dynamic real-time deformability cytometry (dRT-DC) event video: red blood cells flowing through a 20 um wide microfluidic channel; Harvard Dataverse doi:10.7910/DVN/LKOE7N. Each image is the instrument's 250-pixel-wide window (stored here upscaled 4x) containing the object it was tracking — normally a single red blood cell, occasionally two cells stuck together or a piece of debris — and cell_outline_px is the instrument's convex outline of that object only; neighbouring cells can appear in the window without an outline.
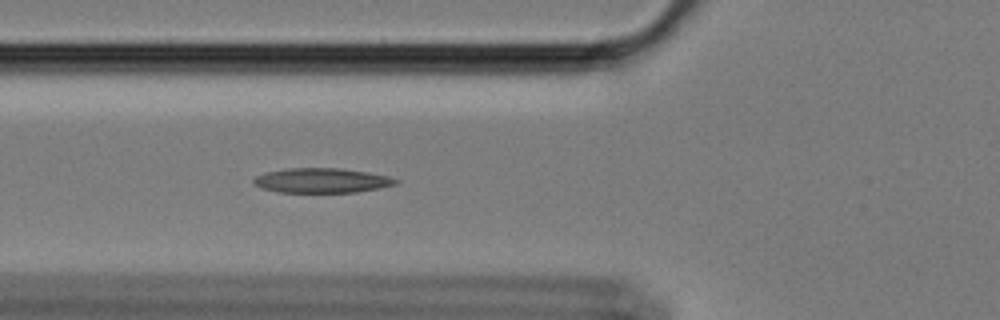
{"species": "Egyptian fruit bat (a non-hibernating species)", "species_latin": "Rousettus aegyptiacus", "temperature_condition": "cold", "stored_images_in_passage": 59, "camera_frame_rate_fps": 3000, "um_per_image_px": 0.085, "animal": {"sex": "female"}, "frame": {"image": 1, "passage_image": 22, "time_ms": 7.0, "image_size_px": [1000, 320], "cell_outline_px": [[400, 180], [396, 184], [380, 188], [356, 192], [276, 192], [260, 188], [252, 184], [252, 180], [256, 176], [268, 172], [288, 168], [340, 168], [368, 172], [388, 176]], "centroid_in_image_um": [27.33, 15.34], "position_along_channel_um": 98.5, "area_um2": 20.52}}
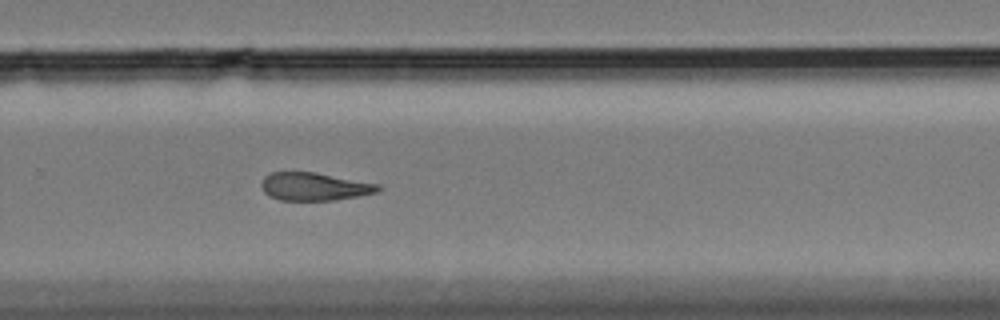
{"frame": {"image": 2, "passage_image": 40, "time_ms": 13.0, "image_size_px": [1000, 320], "cell_outline_px": [[384, 188], [376, 192], [356, 196], [332, 200], [280, 200], [264, 192], [260, 184], [264, 176], [268, 172], [316, 172], [380, 184]], "centroid_in_image_um": [26.72, 15.84], "position_along_channel_um": 303.1, "area_um2": 19.02}}
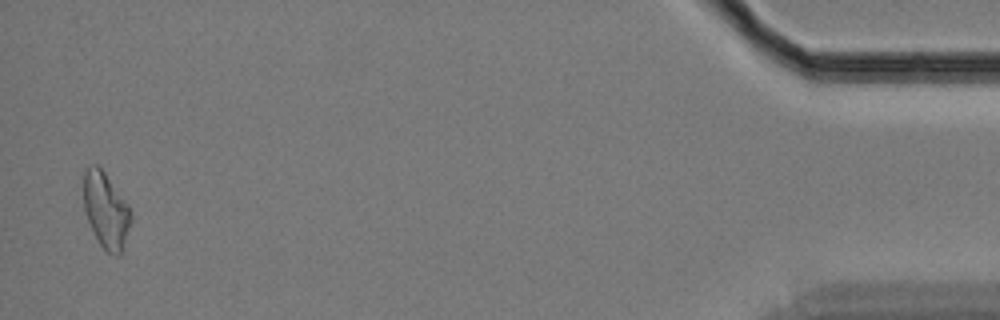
{"frame": {"image": 3, "passage_image": 58, "time_ms": 19.0, "image_size_px": [1000, 320], "cell_outline_px": [[132, 220], [124, 248], [120, 256], [116, 256], [108, 252], [100, 244], [88, 220], [84, 208], [84, 172], [92, 164], [96, 164], [104, 172], [128, 204], [132, 216]], "centroid_in_image_um": [9.03, 17.91], "position_along_channel_um": 426.2, "area_um2": 20.69}}